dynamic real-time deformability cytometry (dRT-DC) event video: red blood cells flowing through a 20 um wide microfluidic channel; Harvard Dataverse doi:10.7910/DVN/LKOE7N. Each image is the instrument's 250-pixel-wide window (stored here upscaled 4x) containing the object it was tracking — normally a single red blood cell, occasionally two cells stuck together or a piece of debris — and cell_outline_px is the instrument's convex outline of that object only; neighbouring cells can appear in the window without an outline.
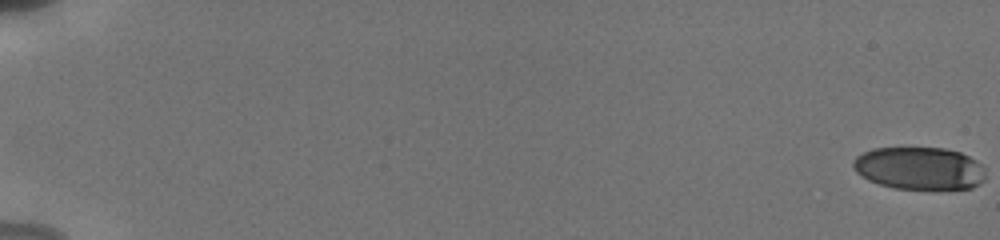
{"species": "human", "species_latin": "Homo sapiens", "temperature_condition": "cold", "stored_images_in_passage": 18, "camera_frame_rate_fps": 3000, "um_per_image_px": 0.085, "donor": {"sex": "male"}, "frame": {"image": 1, "passage_image": 1, "time_ms": 0.0, "image_size_px": [1000, 240], "cell_outline_px": [[984, 180], [980, 184], [972, 188], [896, 188], [880, 184], [868, 180], [856, 172], [852, 164], [852, 160], [856, 156], [872, 148], [944, 148], [960, 152], [976, 160], [984, 168]], "centroid_in_image_um": [78.13, 14.29], "position_along_channel_um": 6.9, "area_um2": 32.66}}
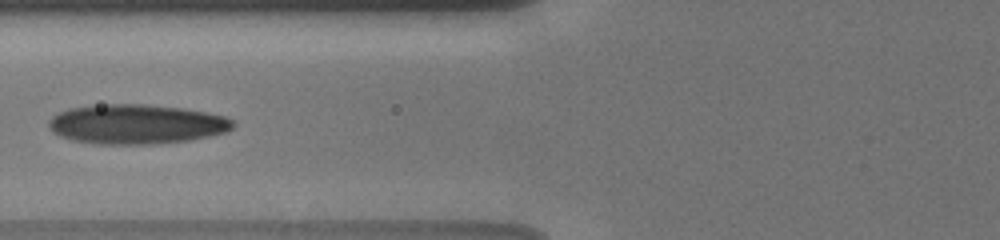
{"frame": {"image": 2, "passage_image": 15, "time_ms": 8.333, "image_size_px": [1000, 240], "cell_outline_px": [[236, 124], [228, 132], [188, 140], [152, 144], [96, 144], [72, 140], [60, 136], [52, 132], [48, 124], [48, 120], [52, 116], [68, 108], [104, 104], [144, 104], [180, 108], [204, 112], [224, 116], [236, 120]], "centroid_in_image_um": [11.59, 10.56], "position_along_channel_um": 114.2, "area_um2": 42.6}}
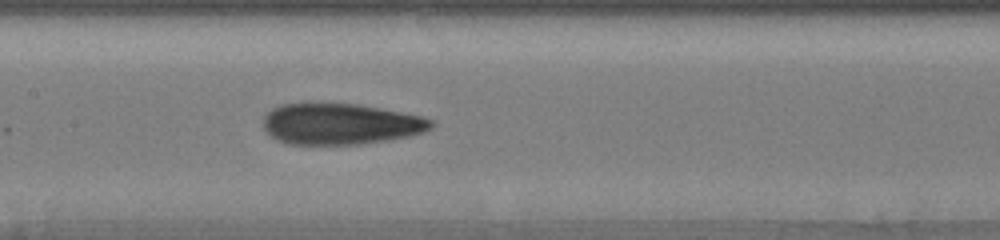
{"frame": {"image": 3, "passage_image": 18, "time_ms": 10.0, "image_size_px": [1000, 240], "cell_outline_px": [[432, 128], [424, 132], [408, 136], [388, 140], [360, 144], [288, 144], [276, 140], [264, 128], [264, 116], [272, 108], [280, 104], [308, 100], [312, 100], [360, 104], [420, 116], [432, 120]], "centroid_in_image_um": [28.87, 10.49], "position_along_channel_um": 178.5, "area_um2": 41.1}}